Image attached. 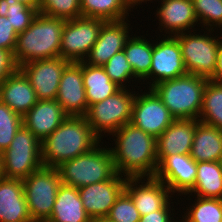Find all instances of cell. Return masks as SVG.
Segmentation results:
<instances>
[{"mask_svg": "<svg viewBox=\"0 0 222 222\" xmlns=\"http://www.w3.org/2000/svg\"><path fill=\"white\" fill-rule=\"evenodd\" d=\"M154 1H156V3H157V1L159 2V0H129V4H130V7H131L132 11L134 12L133 9L135 8V6H136V9H137V7L140 6V5L142 6L144 4V2H145V4H147V2L148 3L149 2L153 3Z\"/></svg>", "mask_w": 222, "mask_h": 222, "instance_id": "cell-43", "label": "cell"}, {"mask_svg": "<svg viewBox=\"0 0 222 222\" xmlns=\"http://www.w3.org/2000/svg\"><path fill=\"white\" fill-rule=\"evenodd\" d=\"M106 217L114 222H139L141 218L132 198L125 191L116 199Z\"/></svg>", "mask_w": 222, "mask_h": 222, "instance_id": "cell-37", "label": "cell"}, {"mask_svg": "<svg viewBox=\"0 0 222 222\" xmlns=\"http://www.w3.org/2000/svg\"><path fill=\"white\" fill-rule=\"evenodd\" d=\"M65 21L38 12L30 26L18 33L13 51L18 68L32 61L59 57Z\"/></svg>", "mask_w": 222, "mask_h": 222, "instance_id": "cell-3", "label": "cell"}, {"mask_svg": "<svg viewBox=\"0 0 222 222\" xmlns=\"http://www.w3.org/2000/svg\"><path fill=\"white\" fill-rule=\"evenodd\" d=\"M209 79L194 74L165 80L152 89L175 119H199L203 92Z\"/></svg>", "mask_w": 222, "mask_h": 222, "instance_id": "cell-4", "label": "cell"}, {"mask_svg": "<svg viewBox=\"0 0 222 222\" xmlns=\"http://www.w3.org/2000/svg\"><path fill=\"white\" fill-rule=\"evenodd\" d=\"M65 20L81 16L80 0H42L38 11Z\"/></svg>", "mask_w": 222, "mask_h": 222, "instance_id": "cell-36", "label": "cell"}, {"mask_svg": "<svg viewBox=\"0 0 222 222\" xmlns=\"http://www.w3.org/2000/svg\"><path fill=\"white\" fill-rule=\"evenodd\" d=\"M0 101L24 116L38 102V98L29 79L18 68L0 84Z\"/></svg>", "mask_w": 222, "mask_h": 222, "instance_id": "cell-22", "label": "cell"}, {"mask_svg": "<svg viewBox=\"0 0 222 222\" xmlns=\"http://www.w3.org/2000/svg\"><path fill=\"white\" fill-rule=\"evenodd\" d=\"M192 2L201 28L218 31L222 27V0H192Z\"/></svg>", "mask_w": 222, "mask_h": 222, "instance_id": "cell-34", "label": "cell"}, {"mask_svg": "<svg viewBox=\"0 0 222 222\" xmlns=\"http://www.w3.org/2000/svg\"><path fill=\"white\" fill-rule=\"evenodd\" d=\"M81 16L104 21H119L130 18L132 9L129 0H80Z\"/></svg>", "mask_w": 222, "mask_h": 222, "instance_id": "cell-30", "label": "cell"}, {"mask_svg": "<svg viewBox=\"0 0 222 222\" xmlns=\"http://www.w3.org/2000/svg\"><path fill=\"white\" fill-rule=\"evenodd\" d=\"M106 145L109 146L102 141L89 152L56 167L61 183L80 188L111 179L117 172L111 150Z\"/></svg>", "mask_w": 222, "mask_h": 222, "instance_id": "cell-5", "label": "cell"}, {"mask_svg": "<svg viewBox=\"0 0 222 222\" xmlns=\"http://www.w3.org/2000/svg\"><path fill=\"white\" fill-rule=\"evenodd\" d=\"M137 30H139V32L135 31V34L131 35L126 41L123 50L134 74L141 80V85L145 84V87L148 88L153 53V39L146 37L148 33L144 35L139 34L140 36L136 35V33H140L141 29L137 28Z\"/></svg>", "mask_w": 222, "mask_h": 222, "instance_id": "cell-25", "label": "cell"}, {"mask_svg": "<svg viewBox=\"0 0 222 222\" xmlns=\"http://www.w3.org/2000/svg\"><path fill=\"white\" fill-rule=\"evenodd\" d=\"M18 69L9 50L0 49V84Z\"/></svg>", "mask_w": 222, "mask_h": 222, "instance_id": "cell-40", "label": "cell"}, {"mask_svg": "<svg viewBox=\"0 0 222 222\" xmlns=\"http://www.w3.org/2000/svg\"><path fill=\"white\" fill-rule=\"evenodd\" d=\"M46 222H91L85 212L78 188L61 184L52 214Z\"/></svg>", "mask_w": 222, "mask_h": 222, "instance_id": "cell-24", "label": "cell"}, {"mask_svg": "<svg viewBox=\"0 0 222 222\" xmlns=\"http://www.w3.org/2000/svg\"><path fill=\"white\" fill-rule=\"evenodd\" d=\"M218 33H219L220 39H221V41H222V27L219 29Z\"/></svg>", "mask_w": 222, "mask_h": 222, "instance_id": "cell-46", "label": "cell"}, {"mask_svg": "<svg viewBox=\"0 0 222 222\" xmlns=\"http://www.w3.org/2000/svg\"><path fill=\"white\" fill-rule=\"evenodd\" d=\"M68 115L62 106L54 100H38L24 115L23 125L42 142L53 133Z\"/></svg>", "mask_w": 222, "mask_h": 222, "instance_id": "cell-21", "label": "cell"}, {"mask_svg": "<svg viewBox=\"0 0 222 222\" xmlns=\"http://www.w3.org/2000/svg\"><path fill=\"white\" fill-rule=\"evenodd\" d=\"M198 120L222 130V83L207 81Z\"/></svg>", "mask_w": 222, "mask_h": 222, "instance_id": "cell-31", "label": "cell"}, {"mask_svg": "<svg viewBox=\"0 0 222 222\" xmlns=\"http://www.w3.org/2000/svg\"><path fill=\"white\" fill-rule=\"evenodd\" d=\"M158 3L157 10L153 13L155 19L158 20L156 22L159 24L158 30L166 33L161 36H167V34L168 36H175L199 29L192 0H161Z\"/></svg>", "mask_w": 222, "mask_h": 222, "instance_id": "cell-18", "label": "cell"}, {"mask_svg": "<svg viewBox=\"0 0 222 222\" xmlns=\"http://www.w3.org/2000/svg\"><path fill=\"white\" fill-rule=\"evenodd\" d=\"M91 222H114V221H111L107 217H97V218L91 219Z\"/></svg>", "mask_w": 222, "mask_h": 222, "instance_id": "cell-44", "label": "cell"}, {"mask_svg": "<svg viewBox=\"0 0 222 222\" xmlns=\"http://www.w3.org/2000/svg\"><path fill=\"white\" fill-rule=\"evenodd\" d=\"M130 22L128 18L119 21H106L84 62L92 66H104L114 54L123 50L126 41L133 34L132 29L134 28Z\"/></svg>", "mask_w": 222, "mask_h": 222, "instance_id": "cell-17", "label": "cell"}, {"mask_svg": "<svg viewBox=\"0 0 222 222\" xmlns=\"http://www.w3.org/2000/svg\"><path fill=\"white\" fill-rule=\"evenodd\" d=\"M200 29L180 33L174 37L179 42L188 74L210 79L215 73L217 50L221 39L216 33L218 31L201 29L202 33L204 32L202 34Z\"/></svg>", "mask_w": 222, "mask_h": 222, "instance_id": "cell-6", "label": "cell"}, {"mask_svg": "<svg viewBox=\"0 0 222 222\" xmlns=\"http://www.w3.org/2000/svg\"><path fill=\"white\" fill-rule=\"evenodd\" d=\"M136 89L121 88L114 95L88 107L85 118L101 140L130 123Z\"/></svg>", "mask_w": 222, "mask_h": 222, "instance_id": "cell-7", "label": "cell"}, {"mask_svg": "<svg viewBox=\"0 0 222 222\" xmlns=\"http://www.w3.org/2000/svg\"><path fill=\"white\" fill-rule=\"evenodd\" d=\"M219 162H220V164H221V167H222V156H221V159H220V161H219Z\"/></svg>", "mask_w": 222, "mask_h": 222, "instance_id": "cell-47", "label": "cell"}, {"mask_svg": "<svg viewBox=\"0 0 222 222\" xmlns=\"http://www.w3.org/2000/svg\"><path fill=\"white\" fill-rule=\"evenodd\" d=\"M197 119H175L156 139L158 164L168 155L190 154Z\"/></svg>", "mask_w": 222, "mask_h": 222, "instance_id": "cell-20", "label": "cell"}, {"mask_svg": "<svg viewBox=\"0 0 222 222\" xmlns=\"http://www.w3.org/2000/svg\"><path fill=\"white\" fill-rule=\"evenodd\" d=\"M37 13L35 9L19 3L17 0H0V16H7L17 33L27 29Z\"/></svg>", "mask_w": 222, "mask_h": 222, "instance_id": "cell-33", "label": "cell"}, {"mask_svg": "<svg viewBox=\"0 0 222 222\" xmlns=\"http://www.w3.org/2000/svg\"><path fill=\"white\" fill-rule=\"evenodd\" d=\"M69 63L59 56L32 61L21 65L19 69L29 79L38 100H54L58 93L63 71Z\"/></svg>", "mask_w": 222, "mask_h": 222, "instance_id": "cell-13", "label": "cell"}, {"mask_svg": "<svg viewBox=\"0 0 222 222\" xmlns=\"http://www.w3.org/2000/svg\"><path fill=\"white\" fill-rule=\"evenodd\" d=\"M187 196V197H186ZM178 198L179 201L183 199L189 201L187 203L186 209H183L181 215H179V221L177 222H222V199L219 198H202L198 196H191L189 194H184ZM184 197V198H183ZM195 198L192 200V198ZM192 200V203H191ZM190 204V205H189ZM185 211V212H184Z\"/></svg>", "mask_w": 222, "mask_h": 222, "instance_id": "cell-28", "label": "cell"}, {"mask_svg": "<svg viewBox=\"0 0 222 222\" xmlns=\"http://www.w3.org/2000/svg\"><path fill=\"white\" fill-rule=\"evenodd\" d=\"M4 177L2 153L0 152V179Z\"/></svg>", "mask_w": 222, "mask_h": 222, "instance_id": "cell-45", "label": "cell"}, {"mask_svg": "<svg viewBox=\"0 0 222 222\" xmlns=\"http://www.w3.org/2000/svg\"><path fill=\"white\" fill-rule=\"evenodd\" d=\"M154 177L161 180L175 198H179L194 187L197 162L190 154L168 155L158 164Z\"/></svg>", "mask_w": 222, "mask_h": 222, "instance_id": "cell-14", "label": "cell"}, {"mask_svg": "<svg viewBox=\"0 0 222 222\" xmlns=\"http://www.w3.org/2000/svg\"><path fill=\"white\" fill-rule=\"evenodd\" d=\"M19 3H23L26 6L35 9L37 12L40 9L42 0H17Z\"/></svg>", "mask_w": 222, "mask_h": 222, "instance_id": "cell-42", "label": "cell"}, {"mask_svg": "<svg viewBox=\"0 0 222 222\" xmlns=\"http://www.w3.org/2000/svg\"><path fill=\"white\" fill-rule=\"evenodd\" d=\"M56 101L68 116H85L88 110L82 62H70L60 79Z\"/></svg>", "mask_w": 222, "mask_h": 222, "instance_id": "cell-19", "label": "cell"}, {"mask_svg": "<svg viewBox=\"0 0 222 222\" xmlns=\"http://www.w3.org/2000/svg\"><path fill=\"white\" fill-rule=\"evenodd\" d=\"M209 80L222 83V41L221 40L219 42V47L217 50L215 73Z\"/></svg>", "mask_w": 222, "mask_h": 222, "instance_id": "cell-41", "label": "cell"}, {"mask_svg": "<svg viewBox=\"0 0 222 222\" xmlns=\"http://www.w3.org/2000/svg\"><path fill=\"white\" fill-rule=\"evenodd\" d=\"M190 156L196 162L220 161L222 156V130L198 121Z\"/></svg>", "mask_w": 222, "mask_h": 222, "instance_id": "cell-26", "label": "cell"}, {"mask_svg": "<svg viewBox=\"0 0 222 222\" xmlns=\"http://www.w3.org/2000/svg\"><path fill=\"white\" fill-rule=\"evenodd\" d=\"M137 90L130 123L157 139L175 118L152 88Z\"/></svg>", "mask_w": 222, "mask_h": 222, "instance_id": "cell-11", "label": "cell"}, {"mask_svg": "<svg viewBox=\"0 0 222 222\" xmlns=\"http://www.w3.org/2000/svg\"><path fill=\"white\" fill-rule=\"evenodd\" d=\"M124 191L132 198L140 216L161 210L174 197L155 177H128Z\"/></svg>", "mask_w": 222, "mask_h": 222, "instance_id": "cell-15", "label": "cell"}, {"mask_svg": "<svg viewBox=\"0 0 222 222\" xmlns=\"http://www.w3.org/2000/svg\"><path fill=\"white\" fill-rule=\"evenodd\" d=\"M18 33L14 30L7 16H0V49L13 53Z\"/></svg>", "mask_w": 222, "mask_h": 222, "instance_id": "cell-39", "label": "cell"}, {"mask_svg": "<svg viewBox=\"0 0 222 222\" xmlns=\"http://www.w3.org/2000/svg\"><path fill=\"white\" fill-rule=\"evenodd\" d=\"M4 177L25 179L43 166L41 142L24 125L2 152Z\"/></svg>", "mask_w": 222, "mask_h": 222, "instance_id": "cell-8", "label": "cell"}, {"mask_svg": "<svg viewBox=\"0 0 222 222\" xmlns=\"http://www.w3.org/2000/svg\"><path fill=\"white\" fill-rule=\"evenodd\" d=\"M110 136L113 138L109 148L118 174L127 178L154 177L158 159L153 135L127 123Z\"/></svg>", "mask_w": 222, "mask_h": 222, "instance_id": "cell-1", "label": "cell"}, {"mask_svg": "<svg viewBox=\"0 0 222 222\" xmlns=\"http://www.w3.org/2000/svg\"><path fill=\"white\" fill-rule=\"evenodd\" d=\"M0 222H33L21 179H0Z\"/></svg>", "mask_w": 222, "mask_h": 222, "instance_id": "cell-23", "label": "cell"}, {"mask_svg": "<svg viewBox=\"0 0 222 222\" xmlns=\"http://www.w3.org/2000/svg\"><path fill=\"white\" fill-rule=\"evenodd\" d=\"M105 22L84 16L66 20L61 37L60 57L69 62L84 61Z\"/></svg>", "mask_w": 222, "mask_h": 222, "instance_id": "cell-10", "label": "cell"}, {"mask_svg": "<svg viewBox=\"0 0 222 222\" xmlns=\"http://www.w3.org/2000/svg\"><path fill=\"white\" fill-rule=\"evenodd\" d=\"M187 194L202 198L222 199V167L220 162H197L195 185Z\"/></svg>", "mask_w": 222, "mask_h": 222, "instance_id": "cell-29", "label": "cell"}, {"mask_svg": "<svg viewBox=\"0 0 222 222\" xmlns=\"http://www.w3.org/2000/svg\"><path fill=\"white\" fill-rule=\"evenodd\" d=\"M155 35L151 58L150 82L148 88L165 80L175 79L188 74L178 40L174 36ZM162 37V38H161ZM159 40V41H158Z\"/></svg>", "mask_w": 222, "mask_h": 222, "instance_id": "cell-12", "label": "cell"}, {"mask_svg": "<svg viewBox=\"0 0 222 222\" xmlns=\"http://www.w3.org/2000/svg\"><path fill=\"white\" fill-rule=\"evenodd\" d=\"M23 190L33 222H46L53 210L61 179L58 170L42 166L23 179Z\"/></svg>", "mask_w": 222, "mask_h": 222, "instance_id": "cell-9", "label": "cell"}, {"mask_svg": "<svg viewBox=\"0 0 222 222\" xmlns=\"http://www.w3.org/2000/svg\"><path fill=\"white\" fill-rule=\"evenodd\" d=\"M23 125V117L0 101V152L6 150L17 131Z\"/></svg>", "mask_w": 222, "mask_h": 222, "instance_id": "cell-35", "label": "cell"}, {"mask_svg": "<svg viewBox=\"0 0 222 222\" xmlns=\"http://www.w3.org/2000/svg\"><path fill=\"white\" fill-rule=\"evenodd\" d=\"M101 141L85 116H67L60 126L41 142L43 166L56 168L64 161L89 152Z\"/></svg>", "mask_w": 222, "mask_h": 222, "instance_id": "cell-2", "label": "cell"}, {"mask_svg": "<svg viewBox=\"0 0 222 222\" xmlns=\"http://www.w3.org/2000/svg\"><path fill=\"white\" fill-rule=\"evenodd\" d=\"M82 77L88 107L114 95L121 89L111 81L102 66H92L82 61Z\"/></svg>", "mask_w": 222, "mask_h": 222, "instance_id": "cell-27", "label": "cell"}, {"mask_svg": "<svg viewBox=\"0 0 222 222\" xmlns=\"http://www.w3.org/2000/svg\"><path fill=\"white\" fill-rule=\"evenodd\" d=\"M102 67L105 69V72L110 77L111 81L115 82L121 88L130 89L131 87L134 89L135 87H142L138 86V84L141 85V80L134 74L130 63L126 58L124 50L114 54Z\"/></svg>", "mask_w": 222, "mask_h": 222, "instance_id": "cell-32", "label": "cell"}, {"mask_svg": "<svg viewBox=\"0 0 222 222\" xmlns=\"http://www.w3.org/2000/svg\"><path fill=\"white\" fill-rule=\"evenodd\" d=\"M173 200H175L174 197L161 210L153 211L152 213L141 216L139 222H177L179 218L178 216L180 215L181 210L178 209L177 207L175 208V205H178L181 203L179 206L182 207L184 203L182 204L183 200L179 201L178 197H176L177 202L176 200L173 202ZM173 203L174 204L176 203V204L174 205ZM175 210H177V213L175 212ZM178 212L180 213L178 214ZM175 214L178 216H176Z\"/></svg>", "mask_w": 222, "mask_h": 222, "instance_id": "cell-38", "label": "cell"}, {"mask_svg": "<svg viewBox=\"0 0 222 222\" xmlns=\"http://www.w3.org/2000/svg\"><path fill=\"white\" fill-rule=\"evenodd\" d=\"M127 177L116 173L111 179L78 188L85 212L93 219L106 217L125 190Z\"/></svg>", "mask_w": 222, "mask_h": 222, "instance_id": "cell-16", "label": "cell"}]
</instances>
